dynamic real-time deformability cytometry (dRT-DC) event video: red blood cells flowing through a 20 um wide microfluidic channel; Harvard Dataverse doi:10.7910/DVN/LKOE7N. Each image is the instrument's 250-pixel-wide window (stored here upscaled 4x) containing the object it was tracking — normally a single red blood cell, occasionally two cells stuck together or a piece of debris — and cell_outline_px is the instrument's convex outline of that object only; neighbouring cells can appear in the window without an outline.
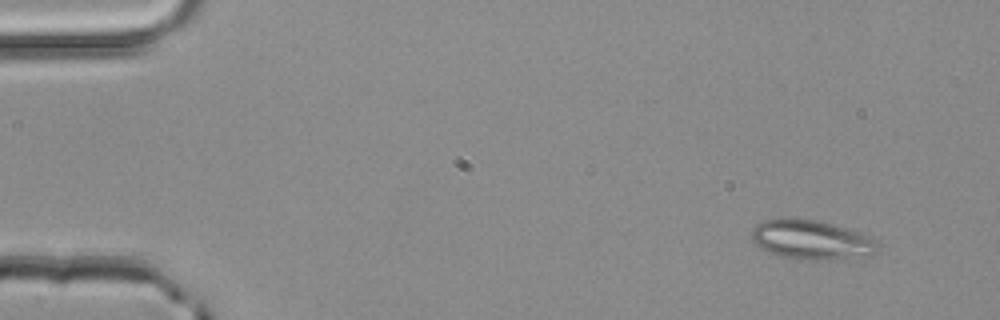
{"species": "common noctule bat (a hibernating species)", "species_latin": "Nyctalus noctula", "temperature_condition": "room temperature", "stored_images_in_passage": 3, "camera_frame_rate_fps": 3000, "um_per_image_px": 0.085, "animal": {"sex": "male", "body_mass_g": 20.4}, "frame": {"image": 1, "passage_image": 1, "time_ms": 0.0, "image_size_px": [1000, 320], "cell_outline_px": [[880, 248], [872, 256], [828, 260], [796, 260], [780, 256], [768, 252], [760, 248], [752, 240], [752, 228], [756, 224], [764, 220], [784, 216], [792, 216], [816, 220], [832, 224], [860, 232], [872, 236]], "centroid_in_image_um": [68.97, 20.37], "position_along_channel_um": 16.0, "area_um2": 29.88}}